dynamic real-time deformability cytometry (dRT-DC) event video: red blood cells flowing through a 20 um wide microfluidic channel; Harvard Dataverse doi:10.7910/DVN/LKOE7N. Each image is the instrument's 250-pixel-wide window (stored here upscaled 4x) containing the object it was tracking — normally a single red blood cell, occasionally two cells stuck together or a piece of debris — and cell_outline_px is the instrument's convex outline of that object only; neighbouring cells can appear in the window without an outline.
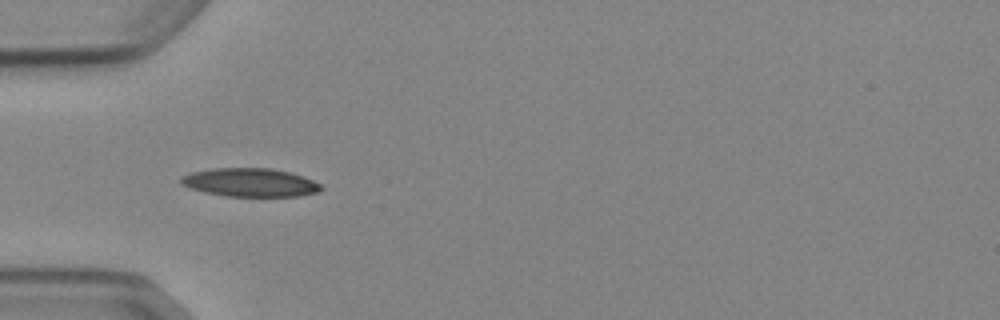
{"species": "Egyptian fruit bat (a non-hibernating species)", "species_latin": "Rousettus aegyptiacus", "temperature_condition": "cold", "stored_images_in_passage": 6, "camera_frame_rate_fps": 3000, "um_per_image_px": 0.085, "animal": {"sex": "female"}, "frame": {"image": 1, "passage_image": 4, "time_ms": 3.667, "image_size_px": [1000, 320], "cell_outline_px": [[324, 188], [316, 192], [300, 196], [224, 196], [204, 192], [180, 184], [180, 176], [192, 172], [212, 168], [272, 168], [304, 176], [320, 184]], "centroid_in_image_um": [21.24, 15.5], "position_along_channel_um": 63.8, "area_um2": 23.24}}
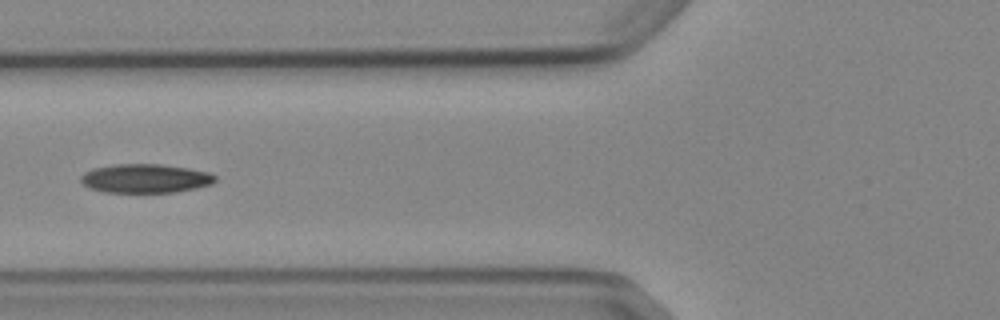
{"frame": {"image": 2, "passage_image": 5, "time_ms": 5.0, "image_size_px": [1000, 320], "cell_outline_px": [[216, 180], [212, 184], [196, 188], [172, 192], [104, 192], [88, 188], [80, 180], [80, 176], [84, 172], [92, 168], [112, 164], [160, 164], [188, 168], [208, 172], [216, 176]], "centroid_in_image_um": [12.32, 15.16], "position_along_channel_um": 113.5, "area_um2": 22.72}}